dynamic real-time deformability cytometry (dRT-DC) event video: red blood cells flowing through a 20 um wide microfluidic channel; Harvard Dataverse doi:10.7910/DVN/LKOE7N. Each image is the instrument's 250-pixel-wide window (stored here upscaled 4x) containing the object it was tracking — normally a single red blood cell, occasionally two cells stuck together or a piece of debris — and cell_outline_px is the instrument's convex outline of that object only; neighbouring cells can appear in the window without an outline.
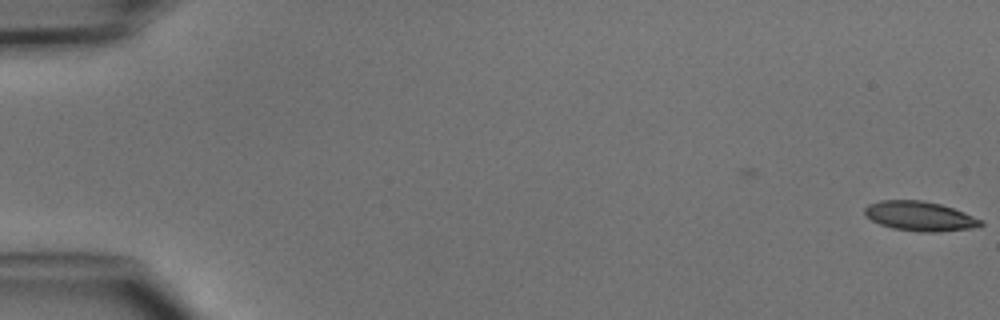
{"species": "common noctule bat (a hibernating species)", "species_latin": "Nyctalus noctula", "temperature_condition": "cold", "stored_images_in_passage": 5, "segment_of_instrument_passage": [1, 2], "camera_frame_rate_fps": 3000, "um_per_image_px": 0.085, "animal": {"sex": "male", "body_mass_g": 15.6}, "frame": {"image": 1, "passage_image": 1, "time_ms": 0.0, "image_size_px": [1000, 320], "cell_outline_px": [[984, 224], [980, 228], [936, 232], [920, 232], [892, 228], [880, 224], [872, 220], [864, 212], [864, 208], [868, 204], [880, 200], [920, 200], [940, 204], [964, 212], [984, 220]], "centroid_in_image_um": [78.25, 18.38], "position_along_channel_um": 6.8, "area_um2": 20.17}}
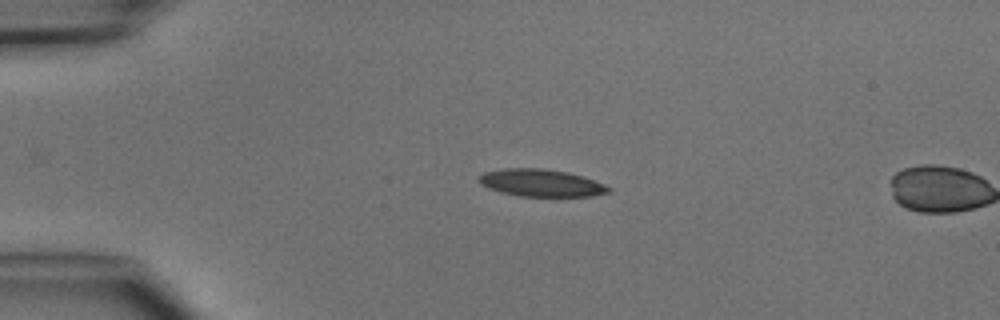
{"frame": {"image": 2, "passage_image": 4, "time_ms": 3.667, "image_size_px": [1000, 320], "cell_outline_px": [[612, 192], [592, 196], [520, 196], [500, 192], [488, 188], [480, 184], [480, 176], [484, 172], [504, 168], [540, 168], [568, 172], [604, 184], [612, 188]], "centroid_in_image_um": [46.0, 15.55], "position_along_channel_um": 39.0, "area_um2": 20.52}}